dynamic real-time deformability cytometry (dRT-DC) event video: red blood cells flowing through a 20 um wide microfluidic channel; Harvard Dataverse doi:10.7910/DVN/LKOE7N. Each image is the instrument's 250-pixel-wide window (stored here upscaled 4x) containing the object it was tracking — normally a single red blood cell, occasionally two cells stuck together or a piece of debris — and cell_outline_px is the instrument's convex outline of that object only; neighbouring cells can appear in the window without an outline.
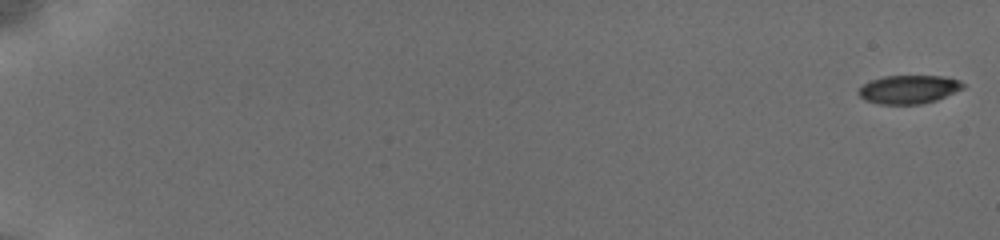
{"species": "common noctule bat (a hibernating species)", "species_latin": "Nyctalus noctula", "temperature_condition": "cold", "stored_images_in_passage": 56, "camera_frame_rate_fps": 3000, "um_per_image_px": 0.085, "animal": {"sex": "female", "body_mass_g": 19.5, "forearm_length_mm": 54.1}, "frame": {"image": 1, "passage_image": 1, "time_ms": 0.0, "image_size_px": [1000, 240], "cell_outline_px": [[964, 88], [936, 100], [920, 104], [880, 104], [864, 100], [856, 92], [864, 84], [872, 80], [884, 76], [944, 76], [960, 80], [964, 84]], "centroid_in_image_um": [77.24, 7.6], "position_along_channel_um": 7.8, "area_um2": 17.28}}
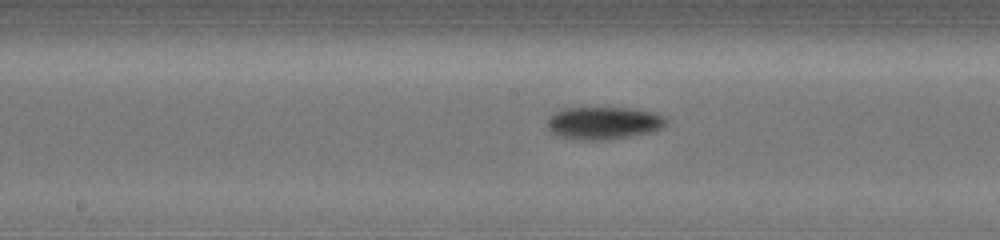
{"frame": {"image": 2, "passage_image": 30, "time_ms": 10.333, "image_size_px": [1000, 240], "cell_outline_px": [[664, 124], [660, 128], [644, 132], [624, 136], [600, 140], [580, 140], [564, 136], [548, 128], [548, 116], [560, 108], [636, 108], [652, 112], [664, 116]], "centroid_in_image_um": [51.25, 10.42], "position_along_channel_um": 197.0, "area_um2": 21.79}}
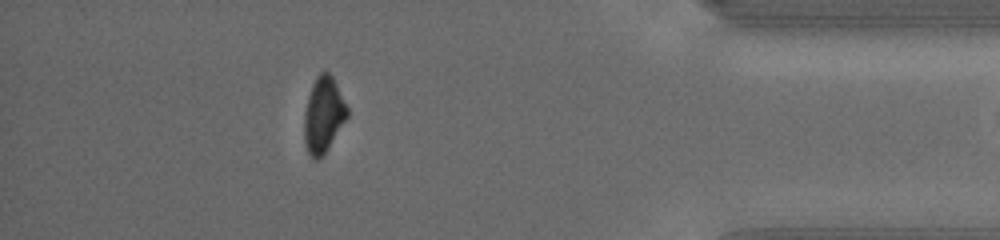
{"frame": {"image": 3, "passage_image": 55, "time_ms": 16.667, "image_size_px": [1000, 240], "cell_outline_px": [[348, 116], [324, 152], [316, 160], [308, 152], [304, 140], [304, 116], [308, 96], [312, 84], [316, 76], [320, 72], [328, 72], [332, 76], [348, 108]], "centroid_in_image_um": [27.48, 9.71], "position_along_channel_um": 407.7, "area_um2": 18.44}}